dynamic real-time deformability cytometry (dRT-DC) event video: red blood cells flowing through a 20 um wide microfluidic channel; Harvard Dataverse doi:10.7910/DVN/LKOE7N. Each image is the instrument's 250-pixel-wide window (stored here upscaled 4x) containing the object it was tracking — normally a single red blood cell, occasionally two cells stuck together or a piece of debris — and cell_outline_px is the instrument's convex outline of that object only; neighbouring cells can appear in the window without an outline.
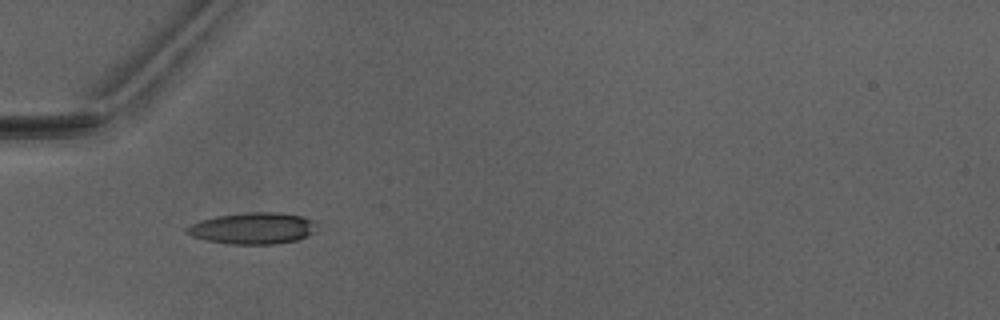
{"species": "Egyptian fruit bat (a non-hibernating species)", "species_latin": "Rousettus aegyptiacus", "temperature_condition": "warm", "stored_images_in_passage": 5, "camera_frame_rate_fps": 3000, "um_per_image_px": 0.085, "animal": {"sex": "male"}, "frame": {"image": 1, "passage_image": 3, "time_ms": 3.667, "image_size_px": [1000, 320], "cell_outline_px": [[316, 232], [296, 240], [276, 244], [228, 244], [208, 240], [192, 236], [184, 232], [184, 228], [200, 220], [216, 216], [248, 212], [276, 212], [300, 216], [312, 220]], "centroid_in_image_um": [21.45, 19.41], "position_along_channel_um": 63.6, "area_um2": 23.7}}
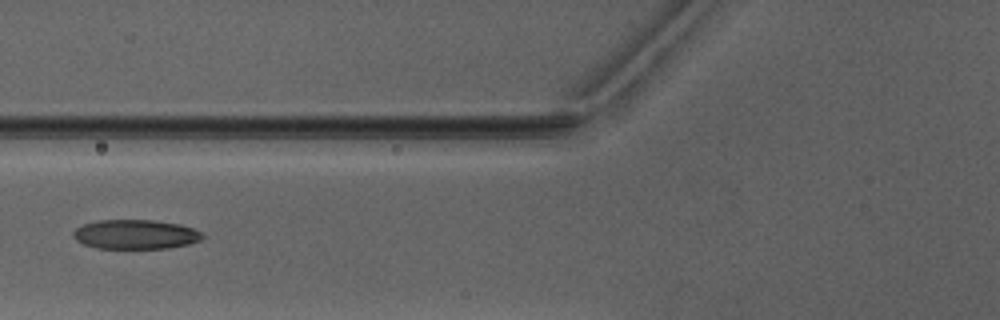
{"frame": {"image": 2, "passage_image": 4, "time_ms": 5.0, "image_size_px": [1000, 320], "cell_outline_px": [[204, 236], [200, 240], [188, 244], [168, 248], [96, 248], [84, 244], [76, 240], [72, 236], [72, 232], [76, 228], [84, 224], [96, 220], [152, 220], [180, 224], [192, 228], [200, 232]], "centroid_in_image_um": [11.48, 19.92], "position_along_channel_um": 114.3, "area_um2": 22.08}}
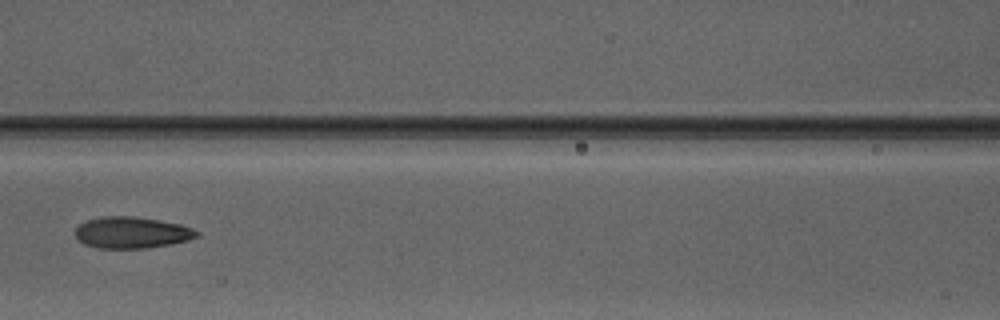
{"frame": {"image": 3, "passage_image": 5, "time_ms": 6.0, "image_size_px": [1000, 320], "cell_outline_px": [[200, 236], [188, 240], [172, 244], [148, 248], [96, 248], [84, 244], [76, 236], [76, 228], [84, 220], [104, 216], [136, 216], [160, 220], [180, 224], [192, 228], [200, 232]], "centroid_in_image_um": [11.22, 19.76], "position_along_channel_um": 155.4, "area_um2": 22.48}}